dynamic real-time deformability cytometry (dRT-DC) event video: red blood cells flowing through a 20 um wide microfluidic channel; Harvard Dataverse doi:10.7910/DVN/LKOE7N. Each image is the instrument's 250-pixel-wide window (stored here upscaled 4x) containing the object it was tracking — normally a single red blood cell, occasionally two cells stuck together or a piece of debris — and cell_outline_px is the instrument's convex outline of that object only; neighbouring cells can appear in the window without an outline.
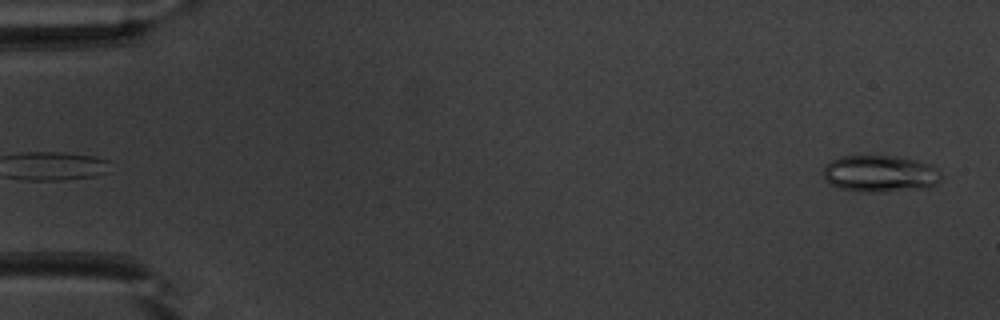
{"species": "common noctule bat (a hibernating species)", "species_latin": "Nyctalus noctula", "temperature_condition": "warm", "stored_images_in_passage": 50, "camera_frame_rate_fps": 3000, "um_per_image_px": 0.085, "animal": {"sex": "male", "body_mass_g": 20.1, "forearm_length_mm": 53.5}, "frame": {"image": 1, "passage_image": 1, "time_ms": 0.0, "image_size_px": [1000, 320], "cell_outline_px": [[940, 180], [936, 184], [928, 188], [880, 192], [860, 192], [840, 188], [832, 184], [824, 176], [824, 164], [840, 156], [896, 156], [916, 160], [932, 164], [940, 172]], "centroid_in_image_um": [74.83, 14.76], "position_along_channel_um": 10.2, "area_um2": 25.37}}
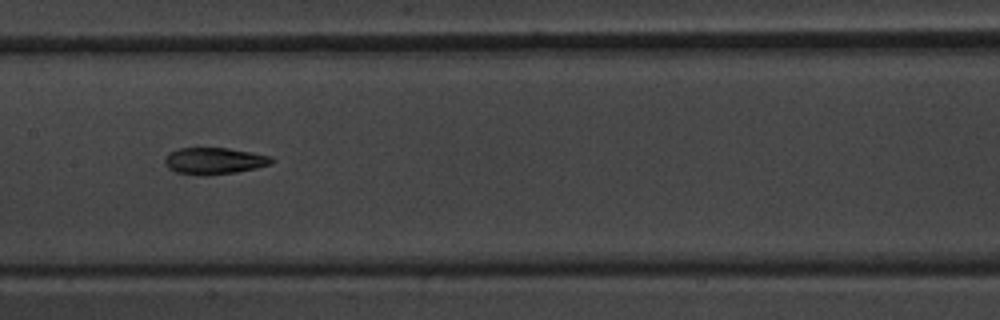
{"frame": {"image": 2, "passage_image": 25, "time_ms": 8.0, "image_size_px": [1000, 320], "cell_outline_px": [[276, 160], [272, 164], [256, 168], [236, 172], [204, 176], [176, 172], [168, 168], [164, 164], [164, 160], [168, 152], [180, 148], [228, 148], [272, 156]], "centroid_in_image_um": [18.22, 13.68], "position_along_channel_um": 189.2, "area_um2": 16.76}}
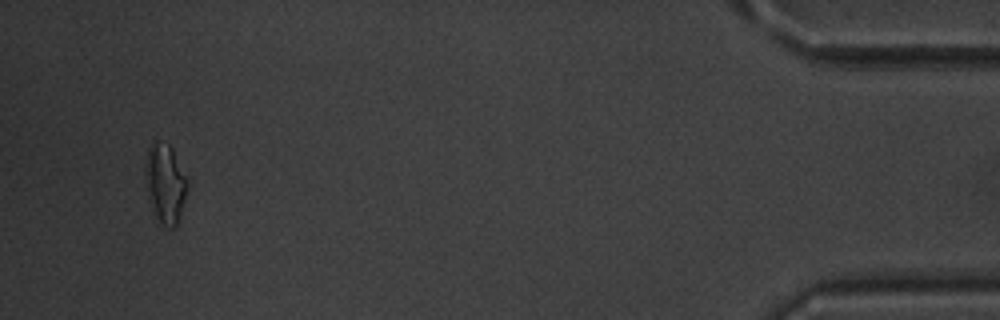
{"frame": {"image": 3, "passage_image": 48, "time_ms": 15.667, "image_size_px": [1000, 320], "cell_outline_px": [[188, 188], [180, 216], [176, 228], [168, 228], [160, 224], [152, 212], [148, 200], [144, 184], [144, 168], [148, 148], [152, 140], [156, 140], [168, 144], [172, 148], [188, 184]], "centroid_in_image_um": [13.99, 15.63], "position_along_channel_um": 421.2, "area_um2": 19.94}, "authors_computed_cell_mechanics": {"area_um2": 17.3689, "velocity_mm_per_s": 3.9779, "shape_relaxation_time_tau1_ms": 6.6876, "shape_relaxation_time_tau2_ms": 2.7771, "deformation_change_tau1": 0.1856, "deformation_change_tau2": 0.0955}}